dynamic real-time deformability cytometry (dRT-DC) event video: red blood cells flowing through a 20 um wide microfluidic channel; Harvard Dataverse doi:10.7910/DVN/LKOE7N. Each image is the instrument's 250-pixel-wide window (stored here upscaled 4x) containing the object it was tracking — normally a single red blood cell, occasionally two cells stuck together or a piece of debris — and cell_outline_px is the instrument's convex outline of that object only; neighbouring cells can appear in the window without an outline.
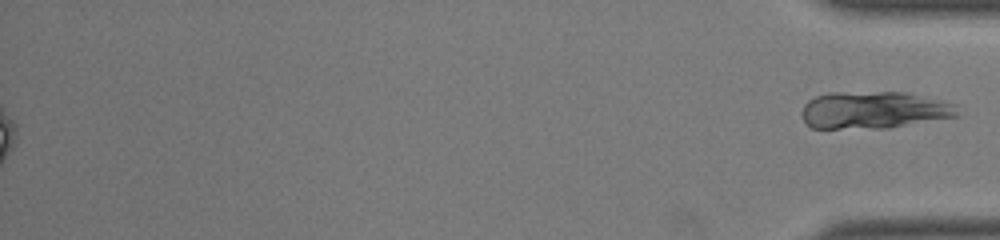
{"species": "common noctule bat (a hibernating species)", "species_latin": "Nyctalus noctula", "temperature_condition": "room temperature", "stored_images_in_passage": 42, "segment_of_instrument_passage": [2, 2], "camera_frame_rate_fps": 3000, "um_per_image_px": 0.085, "animal": {"sex": "male", "body_mass_g": 19.0, "forearm_length_mm": 50.8}, "frame": {"image": 1, "passage_image": 42, "time_ms": 13.667, "image_size_px": [1000, 240], "cell_outline_px": [[960, 116], [888, 128], [812, 128], [804, 120], [800, 112], [804, 104], [808, 100], [816, 96], [828, 92], [904, 92], [956, 104]], "centroid_in_image_um": [74.27, 9.35], "position_along_channel_um": 360.9, "area_um2": 33.87}}